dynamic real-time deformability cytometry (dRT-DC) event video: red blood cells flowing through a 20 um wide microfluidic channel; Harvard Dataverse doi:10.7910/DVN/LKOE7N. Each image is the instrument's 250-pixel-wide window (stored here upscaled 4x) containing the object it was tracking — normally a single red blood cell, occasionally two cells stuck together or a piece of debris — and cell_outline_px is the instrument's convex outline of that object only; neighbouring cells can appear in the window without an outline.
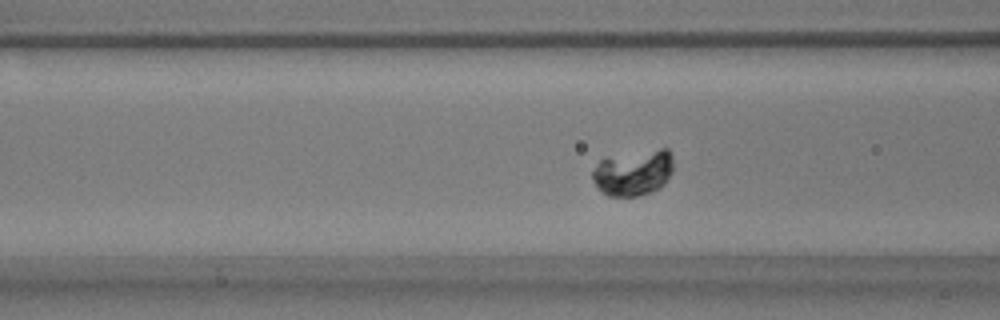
{"species": "common noctule bat (a hibernating species)", "species_latin": "Nyctalus noctula", "temperature_condition": "warm", "stored_images_in_passage": 51, "camera_frame_rate_fps": 3000, "um_per_image_px": 0.085, "animal": {"sex": "male", "body_mass_g": 17.9}, "frame": {"image": 1, "passage_image": 14, "time_ms": 4.333, "image_size_px": [1000, 320], "cell_outline_px": [[672, 172], [664, 184], [660, 188], [636, 196], [608, 196], [592, 180], [592, 172], [600, 160], [604, 156], [660, 148], [668, 148], [672, 156]], "centroid_in_image_um": [53.83, 14.64], "position_along_channel_um": 112.8, "area_um2": 21.73}}
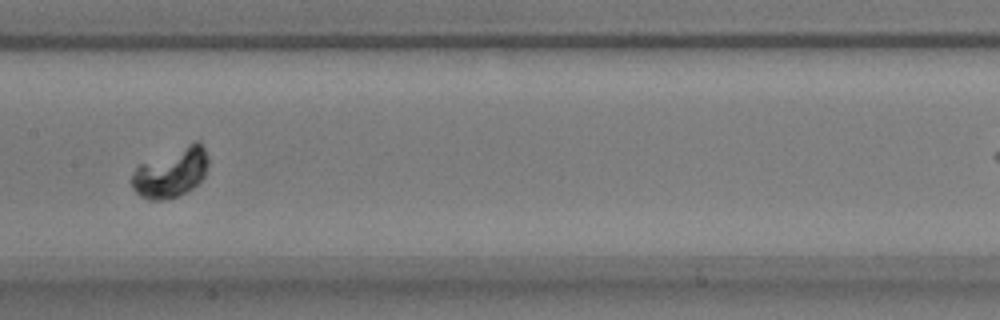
{"frame": {"image": 2, "passage_image": 21, "time_ms": 6.667, "image_size_px": [1000, 320], "cell_outline_px": [[208, 164], [204, 176], [192, 188], [176, 196], [160, 200], [148, 200], [140, 196], [132, 188], [128, 180], [136, 168], [140, 164], [196, 140], [200, 140], [204, 148], [208, 160]], "centroid_in_image_um": [14.5, 14.67], "position_along_channel_um": 192.9, "area_um2": 21.96}}
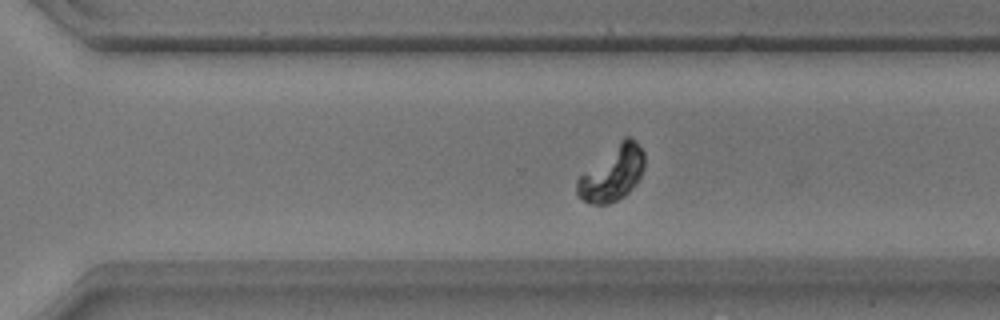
{"frame": {"image": 3, "passage_image": 32, "time_ms": 10.333, "image_size_px": [1000, 320], "cell_outline_px": [[644, 168], [636, 184], [624, 196], [608, 204], [592, 204], [576, 196], [576, 180], [580, 176], [624, 136], [632, 136], [636, 140], [644, 152]], "centroid_in_image_um": [52.06, 14.74], "position_along_channel_um": 318.5, "area_um2": 21.44}}